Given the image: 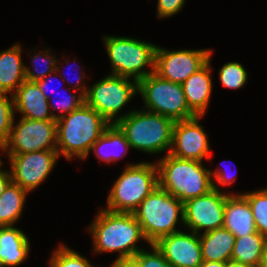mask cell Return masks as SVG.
<instances>
[{"label": "cell", "mask_w": 267, "mask_h": 267, "mask_svg": "<svg viewBox=\"0 0 267 267\" xmlns=\"http://www.w3.org/2000/svg\"><path fill=\"white\" fill-rule=\"evenodd\" d=\"M57 122V152L66 159L87 158L93 144L110 125L95 109L84 103L67 115H59Z\"/></svg>", "instance_id": "obj_1"}, {"label": "cell", "mask_w": 267, "mask_h": 267, "mask_svg": "<svg viewBox=\"0 0 267 267\" xmlns=\"http://www.w3.org/2000/svg\"><path fill=\"white\" fill-rule=\"evenodd\" d=\"M89 231L93 236L94 251L120 252L116 260L133 258L141 251L135 244L140 239L145 240L133 213H116L103 209L89 226Z\"/></svg>", "instance_id": "obj_2"}, {"label": "cell", "mask_w": 267, "mask_h": 267, "mask_svg": "<svg viewBox=\"0 0 267 267\" xmlns=\"http://www.w3.org/2000/svg\"><path fill=\"white\" fill-rule=\"evenodd\" d=\"M158 186L182 203L213 189L210 170L202 161L181 159L169 153L157 164Z\"/></svg>", "instance_id": "obj_3"}, {"label": "cell", "mask_w": 267, "mask_h": 267, "mask_svg": "<svg viewBox=\"0 0 267 267\" xmlns=\"http://www.w3.org/2000/svg\"><path fill=\"white\" fill-rule=\"evenodd\" d=\"M131 148L158 153L171 148L174 121L149 111H131L113 120Z\"/></svg>", "instance_id": "obj_4"}, {"label": "cell", "mask_w": 267, "mask_h": 267, "mask_svg": "<svg viewBox=\"0 0 267 267\" xmlns=\"http://www.w3.org/2000/svg\"><path fill=\"white\" fill-rule=\"evenodd\" d=\"M179 214L183 222V203L159 186L133 212L149 245L179 231L175 229Z\"/></svg>", "instance_id": "obj_5"}, {"label": "cell", "mask_w": 267, "mask_h": 267, "mask_svg": "<svg viewBox=\"0 0 267 267\" xmlns=\"http://www.w3.org/2000/svg\"><path fill=\"white\" fill-rule=\"evenodd\" d=\"M157 186L156 164L142 162L129 165L113 184L105 210L116 213H133Z\"/></svg>", "instance_id": "obj_6"}, {"label": "cell", "mask_w": 267, "mask_h": 267, "mask_svg": "<svg viewBox=\"0 0 267 267\" xmlns=\"http://www.w3.org/2000/svg\"><path fill=\"white\" fill-rule=\"evenodd\" d=\"M103 40L113 68L112 75L133 76V81L138 83L154 73L156 45L128 37L105 36ZM146 65L152 71L143 69Z\"/></svg>", "instance_id": "obj_7"}, {"label": "cell", "mask_w": 267, "mask_h": 267, "mask_svg": "<svg viewBox=\"0 0 267 267\" xmlns=\"http://www.w3.org/2000/svg\"><path fill=\"white\" fill-rule=\"evenodd\" d=\"M137 88L149 112L163 115L174 122L196 116L187 104L182 84L164 80L152 73L140 80Z\"/></svg>", "instance_id": "obj_8"}, {"label": "cell", "mask_w": 267, "mask_h": 267, "mask_svg": "<svg viewBox=\"0 0 267 267\" xmlns=\"http://www.w3.org/2000/svg\"><path fill=\"white\" fill-rule=\"evenodd\" d=\"M137 89L136 81L131 83L129 78L111 74L88 88L85 103L95 109L108 123L113 124L112 119L137 93Z\"/></svg>", "instance_id": "obj_9"}, {"label": "cell", "mask_w": 267, "mask_h": 267, "mask_svg": "<svg viewBox=\"0 0 267 267\" xmlns=\"http://www.w3.org/2000/svg\"><path fill=\"white\" fill-rule=\"evenodd\" d=\"M56 120H31L22 118L11 128L6 142L8 154H24L36 151L57 150Z\"/></svg>", "instance_id": "obj_10"}, {"label": "cell", "mask_w": 267, "mask_h": 267, "mask_svg": "<svg viewBox=\"0 0 267 267\" xmlns=\"http://www.w3.org/2000/svg\"><path fill=\"white\" fill-rule=\"evenodd\" d=\"M212 185L213 189L207 194L183 203V223L196 234L202 229L207 233L224 225L225 201L229 194L220 192L214 182Z\"/></svg>", "instance_id": "obj_11"}, {"label": "cell", "mask_w": 267, "mask_h": 267, "mask_svg": "<svg viewBox=\"0 0 267 267\" xmlns=\"http://www.w3.org/2000/svg\"><path fill=\"white\" fill-rule=\"evenodd\" d=\"M211 50L168 51L156 47L154 73L160 78L183 84L207 62Z\"/></svg>", "instance_id": "obj_12"}, {"label": "cell", "mask_w": 267, "mask_h": 267, "mask_svg": "<svg viewBox=\"0 0 267 267\" xmlns=\"http://www.w3.org/2000/svg\"><path fill=\"white\" fill-rule=\"evenodd\" d=\"M11 163V177L14 184L27 192L37 188L56 164L57 150H45L24 154H8Z\"/></svg>", "instance_id": "obj_13"}, {"label": "cell", "mask_w": 267, "mask_h": 267, "mask_svg": "<svg viewBox=\"0 0 267 267\" xmlns=\"http://www.w3.org/2000/svg\"><path fill=\"white\" fill-rule=\"evenodd\" d=\"M199 118L200 116H195L188 120L174 122L169 154L195 161L210 158L207 135L198 123Z\"/></svg>", "instance_id": "obj_14"}, {"label": "cell", "mask_w": 267, "mask_h": 267, "mask_svg": "<svg viewBox=\"0 0 267 267\" xmlns=\"http://www.w3.org/2000/svg\"><path fill=\"white\" fill-rule=\"evenodd\" d=\"M191 233L178 231L154 243L171 267H199L202 264L200 237Z\"/></svg>", "instance_id": "obj_15"}, {"label": "cell", "mask_w": 267, "mask_h": 267, "mask_svg": "<svg viewBox=\"0 0 267 267\" xmlns=\"http://www.w3.org/2000/svg\"><path fill=\"white\" fill-rule=\"evenodd\" d=\"M12 95L14 107L31 120H57L59 115L49 112V100L36 82L25 80ZM50 113V114H49Z\"/></svg>", "instance_id": "obj_16"}, {"label": "cell", "mask_w": 267, "mask_h": 267, "mask_svg": "<svg viewBox=\"0 0 267 267\" xmlns=\"http://www.w3.org/2000/svg\"><path fill=\"white\" fill-rule=\"evenodd\" d=\"M209 53L208 62L197 72L191 75L183 84V91L190 110L202 117L210 102L212 92V79Z\"/></svg>", "instance_id": "obj_17"}, {"label": "cell", "mask_w": 267, "mask_h": 267, "mask_svg": "<svg viewBox=\"0 0 267 267\" xmlns=\"http://www.w3.org/2000/svg\"><path fill=\"white\" fill-rule=\"evenodd\" d=\"M223 227L231 231L235 237L257 232L251 207L242 194L227 196Z\"/></svg>", "instance_id": "obj_18"}, {"label": "cell", "mask_w": 267, "mask_h": 267, "mask_svg": "<svg viewBox=\"0 0 267 267\" xmlns=\"http://www.w3.org/2000/svg\"><path fill=\"white\" fill-rule=\"evenodd\" d=\"M30 243L27 236L13 226L0 227V267H13L27 257Z\"/></svg>", "instance_id": "obj_19"}, {"label": "cell", "mask_w": 267, "mask_h": 267, "mask_svg": "<svg viewBox=\"0 0 267 267\" xmlns=\"http://www.w3.org/2000/svg\"><path fill=\"white\" fill-rule=\"evenodd\" d=\"M199 237L203 261L228 262L231 259L236 239L231 231L221 227Z\"/></svg>", "instance_id": "obj_20"}, {"label": "cell", "mask_w": 267, "mask_h": 267, "mask_svg": "<svg viewBox=\"0 0 267 267\" xmlns=\"http://www.w3.org/2000/svg\"><path fill=\"white\" fill-rule=\"evenodd\" d=\"M25 80L20 45H13L8 50L0 52V93L17 90Z\"/></svg>", "instance_id": "obj_21"}, {"label": "cell", "mask_w": 267, "mask_h": 267, "mask_svg": "<svg viewBox=\"0 0 267 267\" xmlns=\"http://www.w3.org/2000/svg\"><path fill=\"white\" fill-rule=\"evenodd\" d=\"M267 237L258 231L246 236L236 237L231 260L260 267Z\"/></svg>", "instance_id": "obj_22"}, {"label": "cell", "mask_w": 267, "mask_h": 267, "mask_svg": "<svg viewBox=\"0 0 267 267\" xmlns=\"http://www.w3.org/2000/svg\"><path fill=\"white\" fill-rule=\"evenodd\" d=\"M20 185L11 182L0 195V227L13 226L19 219L26 194Z\"/></svg>", "instance_id": "obj_23"}, {"label": "cell", "mask_w": 267, "mask_h": 267, "mask_svg": "<svg viewBox=\"0 0 267 267\" xmlns=\"http://www.w3.org/2000/svg\"><path fill=\"white\" fill-rule=\"evenodd\" d=\"M112 149H126V152L130 147L129 142L127 141L124 133L120 130V128L116 124H110L101 135V137L93 144L91 150H93L97 157L102 159L107 163H111L114 160L119 159L120 155L117 152H103V147H109ZM102 148V149H101ZM105 150V149H103ZM102 151V152H100ZM113 151V150H112ZM118 151V150H117ZM107 153V154H106ZM103 154V155H102Z\"/></svg>", "instance_id": "obj_24"}, {"label": "cell", "mask_w": 267, "mask_h": 267, "mask_svg": "<svg viewBox=\"0 0 267 267\" xmlns=\"http://www.w3.org/2000/svg\"><path fill=\"white\" fill-rule=\"evenodd\" d=\"M242 195L251 207L257 231L267 237V188Z\"/></svg>", "instance_id": "obj_25"}, {"label": "cell", "mask_w": 267, "mask_h": 267, "mask_svg": "<svg viewBox=\"0 0 267 267\" xmlns=\"http://www.w3.org/2000/svg\"><path fill=\"white\" fill-rule=\"evenodd\" d=\"M50 259V267H93L86 258L64 245L58 246Z\"/></svg>", "instance_id": "obj_26"}, {"label": "cell", "mask_w": 267, "mask_h": 267, "mask_svg": "<svg viewBox=\"0 0 267 267\" xmlns=\"http://www.w3.org/2000/svg\"><path fill=\"white\" fill-rule=\"evenodd\" d=\"M219 78L224 87L238 89L245 85L247 72L240 63L230 62L220 69Z\"/></svg>", "instance_id": "obj_27"}, {"label": "cell", "mask_w": 267, "mask_h": 267, "mask_svg": "<svg viewBox=\"0 0 267 267\" xmlns=\"http://www.w3.org/2000/svg\"><path fill=\"white\" fill-rule=\"evenodd\" d=\"M49 53L50 52L47 51V49H46L45 54L37 53L36 56H34L33 59H31L34 62H36V61L39 62V59L44 60L45 61L44 62L45 63L44 64L45 65V69L44 68L42 70L40 69L41 70L40 71L37 68L38 64H36V63L33 64L32 63L34 65V69H35L34 72H33L28 67L25 66V79L27 81L36 82V81H38L40 79L45 78L46 76H48V77L50 76L51 77V74H56L57 73V71L60 69L59 66H57V63H56L58 61H57V59H55V56L54 57L51 56V58H50L49 55H48ZM40 55L43 56V57L41 58Z\"/></svg>", "instance_id": "obj_28"}, {"label": "cell", "mask_w": 267, "mask_h": 267, "mask_svg": "<svg viewBox=\"0 0 267 267\" xmlns=\"http://www.w3.org/2000/svg\"><path fill=\"white\" fill-rule=\"evenodd\" d=\"M8 99L7 93H0V140L7 142L14 121V101Z\"/></svg>", "instance_id": "obj_29"}, {"label": "cell", "mask_w": 267, "mask_h": 267, "mask_svg": "<svg viewBox=\"0 0 267 267\" xmlns=\"http://www.w3.org/2000/svg\"><path fill=\"white\" fill-rule=\"evenodd\" d=\"M150 246L153 249L151 253L142 249L133 257L140 267H171L156 246L154 244Z\"/></svg>", "instance_id": "obj_30"}, {"label": "cell", "mask_w": 267, "mask_h": 267, "mask_svg": "<svg viewBox=\"0 0 267 267\" xmlns=\"http://www.w3.org/2000/svg\"><path fill=\"white\" fill-rule=\"evenodd\" d=\"M76 96L77 95H67L65 99L62 98L61 101H57L59 103L58 106L51 104L52 102L49 100V107H52L53 109H58L61 112L65 111L66 113L64 115H67L70 112L80 108L85 103V96L83 94H79L78 99H76Z\"/></svg>", "instance_id": "obj_31"}, {"label": "cell", "mask_w": 267, "mask_h": 267, "mask_svg": "<svg viewBox=\"0 0 267 267\" xmlns=\"http://www.w3.org/2000/svg\"><path fill=\"white\" fill-rule=\"evenodd\" d=\"M184 4L185 0H158V16L161 18L170 17L178 13L182 9Z\"/></svg>", "instance_id": "obj_32"}, {"label": "cell", "mask_w": 267, "mask_h": 267, "mask_svg": "<svg viewBox=\"0 0 267 267\" xmlns=\"http://www.w3.org/2000/svg\"><path fill=\"white\" fill-rule=\"evenodd\" d=\"M225 171L223 172V170L220 171L218 169V171H215L214 173L210 172L211 178L213 176L214 178H216L217 182L223 186L228 184L230 185L231 183H233L234 177L227 175V172L225 173Z\"/></svg>", "instance_id": "obj_33"}, {"label": "cell", "mask_w": 267, "mask_h": 267, "mask_svg": "<svg viewBox=\"0 0 267 267\" xmlns=\"http://www.w3.org/2000/svg\"><path fill=\"white\" fill-rule=\"evenodd\" d=\"M111 267H140V265L133 258H128L115 260Z\"/></svg>", "instance_id": "obj_34"}, {"label": "cell", "mask_w": 267, "mask_h": 267, "mask_svg": "<svg viewBox=\"0 0 267 267\" xmlns=\"http://www.w3.org/2000/svg\"><path fill=\"white\" fill-rule=\"evenodd\" d=\"M11 182V173L0 171V195L5 191V189Z\"/></svg>", "instance_id": "obj_35"}, {"label": "cell", "mask_w": 267, "mask_h": 267, "mask_svg": "<svg viewBox=\"0 0 267 267\" xmlns=\"http://www.w3.org/2000/svg\"><path fill=\"white\" fill-rule=\"evenodd\" d=\"M53 80L51 79L50 80V82H52ZM49 82V78L46 76L45 78H43V79H40V80H38V81H36V83L38 84V86H39V88H40V90H41V92L47 97V99L48 100H50V95H48V89H49V87H48V83Z\"/></svg>", "instance_id": "obj_36"}, {"label": "cell", "mask_w": 267, "mask_h": 267, "mask_svg": "<svg viewBox=\"0 0 267 267\" xmlns=\"http://www.w3.org/2000/svg\"><path fill=\"white\" fill-rule=\"evenodd\" d=\"M199 267H227V262L202 261Z\"/></svg>", "instance_id": "obj_37"}, {"label": "cell", "mask_w": 267, "mask_h": 267, "mask_svg": "<svg viewBox=\"0 0 267 267\" xmlns=\"http://www.w3.org/2000/svg\"><path fill=\"white\" fill-rule=\"evenodd\" d=\"M75 67H77V66H75ZM70 68H71V66H70ZM83 77H81V76H79L78 77V81L79 82H76L75 84H74V89L73 90H75L76 88L78 89V91H80L81 92V94H83L84 96L87 94V91H88V88L87 87H84V86H80V84H81V82L83 81V79H82ZM67 80V82L68 83H70L69 82V80L68 79H66ZM79 86V87H78ZM83 87V88H82Z\"/></svg>", "instance_id": "obj_38"}, {"label": "cell", "mask_w": 267, "mask_h": 267, "mask_svg": "<svg viewBox=\"0 0 267 267\" xmlns=\"http://www.w3.org/2000/svg\"><path fill=\"white\" fill-rule=\"evenodd\" d=\"M227 267H252L250 265H247V264H243L241 262H237V261H234V260H229L227 262Z\"/></svg>", "instance_id": "obj_39"}, {"label": "cell", "mask_w": 267, "mask_h": 267, "mask_svg": "<svg viewBox=\"0 0 267 267\" xmlns=\"http://www.w3.org/2000/svg\"><path fill=\"white\" fill-rule=\"evenodd\" d=\"M260 267H267V239H266L264 254L262 257Z\"/></svg>", "instance_id": "obj_40"}, {"label": "cell", "mask_w": 267, "mask_h": 267, "mask_svg": "<svg viewBox=\"0 0 267 267\" xmlns=\"http://www.w3.org/2000/svg\"><path fill=\"white\" fill-rule=\"evenodd\" d=\"M1 149H2V151H6L7 150V146H6V142L0 140V150ZM1 164H3V163H1V159H0V167H1ZM0 171H2L1 168H0Z\"/></svg>", "instance_id": "obj_41"}]
</instances>
